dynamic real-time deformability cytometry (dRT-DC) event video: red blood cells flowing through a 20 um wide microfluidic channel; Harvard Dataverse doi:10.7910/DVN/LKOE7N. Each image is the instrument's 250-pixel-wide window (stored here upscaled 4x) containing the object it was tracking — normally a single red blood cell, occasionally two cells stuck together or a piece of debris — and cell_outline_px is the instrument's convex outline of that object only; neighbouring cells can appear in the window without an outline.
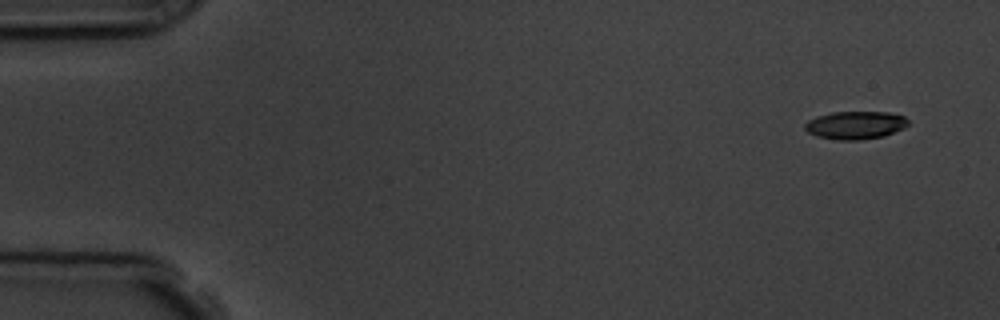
{"species": "common noctule bat (a hibernating species)", "species_latin": "Nyctalus noctula", "temperature_condition": "room temperature", "stored_images_in_passage": 5, "camera_frame_rate_fps": 3000, "um_per_image_px": 0.085, "animal": {"sex": "male", "body_mass_g": 19.5, "forearm_length_mm": 54.6}, "frame": {"image": 1, "passage_image": 1, "time_ms": 0.0, "image_size_px": [1000, 320], "cell_outline_px": [[908, 124], [904, 128], [884, 136], [860, 140], [840, 140], [816, 136], [808, 132], [804, 128], [804, 124], [808, 120], [816, 116], [832, 112], [888, 112], [904, 116], [908, 120]], "centroid_in_image_um": [72.7, 10.63], "position_along_channel_um": 12.3, "area_um2": 16.88}}
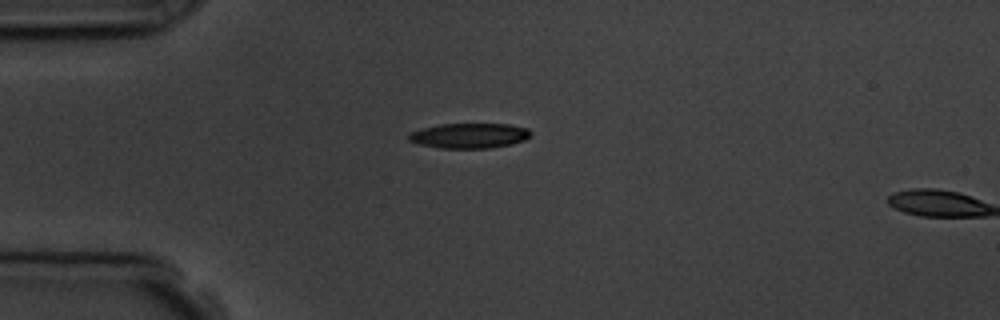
{"frame": {"image": 2, "passage_image": 4, "time_ms": 3.667, "image_size_px": [1000, 320], "cell_outline_px": [[532, 132], [524, 140], [512, 144], [492, 148], [440, 148], [420, 144], [408, 140], [408, 136], [412, 132], [424, 128], [440, 124], [508, 124], [528, 128]], "centroid_in_image_um": [39.93, 11.53], "position_along_channel_um": 45.1, "area_um2": 17.69}}